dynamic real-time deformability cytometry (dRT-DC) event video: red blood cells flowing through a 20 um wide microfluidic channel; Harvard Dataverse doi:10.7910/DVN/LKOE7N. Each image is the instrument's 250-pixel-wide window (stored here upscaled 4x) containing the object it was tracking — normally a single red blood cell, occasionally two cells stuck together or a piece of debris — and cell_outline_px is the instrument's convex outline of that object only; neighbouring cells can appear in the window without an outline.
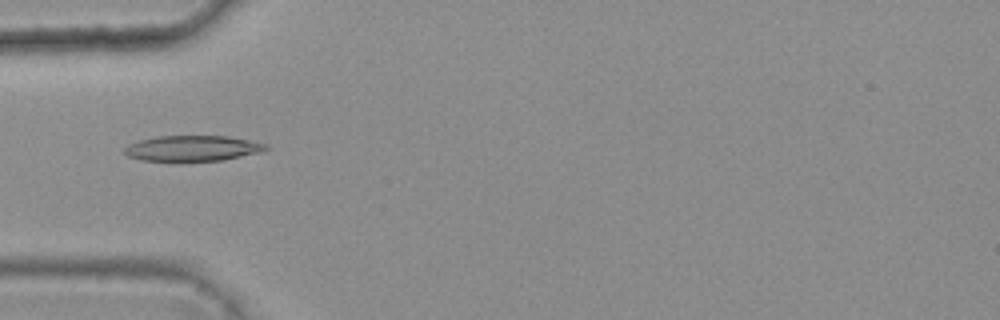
{"species": "common noctule bat (a hibernating species)", "species_latin": "Nyctalus noctula", "temperature_condition": "warm", "stored_images_in_passage": 45, "camera_frame_rate_fps": 3000, "um_per_image_px": 0.085, "animal": {"sex": "female", "body_mass_g": 25.1}, "frame": {"image": 1, "passage_image": 15, "time_ms": 4.667, "image_size_px": [1000, 320], "cell_outline_px": [[268, 148], [260, 152], [224, 160], [140, 160], [128, 156], [124, 152], [124, 148], [128, 144], [140, 140], [156, 136], [228, 136], [268, 144]], "centroid_in_image_um": [16.36, 12.59], "position_along_channel_um": 68.6, "area_um2": 20.81}}
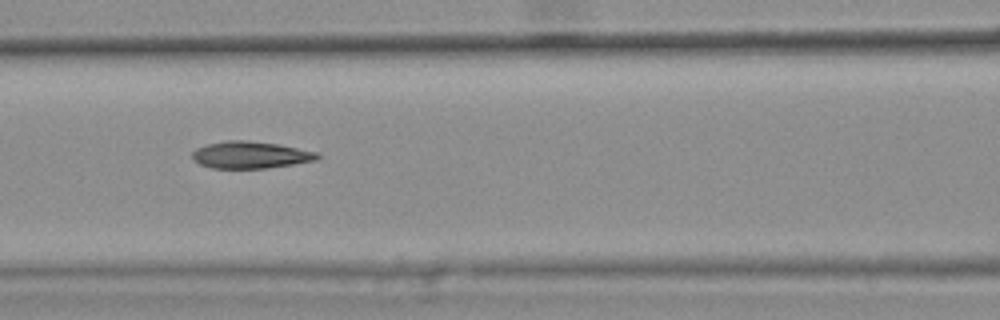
{"frame": {"image": 2, "passage_image": 21, "time_ms": 6.667, "image_size_px": [1000, 320], "cell_outline_px": [[320, 156], [316, 160], [268, 168], [212, 168], [200, 164], [192, 160], [192, 152], [196, 148], [208, 144], [224, 140], [248, 140], [276, 144], [320, 152]], "centroid_in_image_um": [21.27, 13.16], "position_along_channel_um": 145.3, "area_um2": 19.71}}
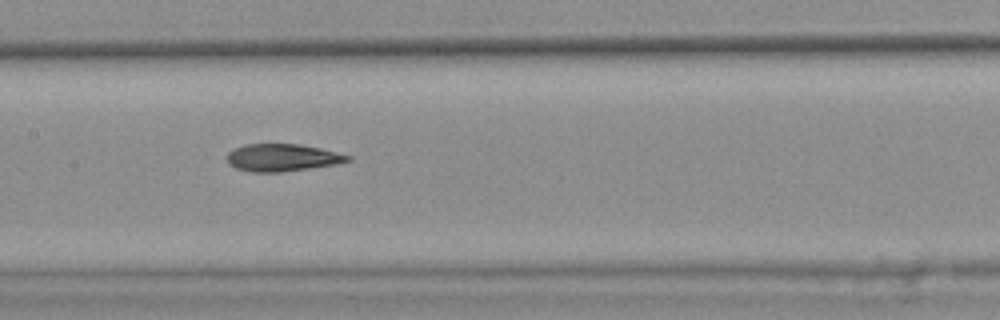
{"frame": {"image": 3, "passage_image": 24, "time_ms": 7.667, "image_size_px": [1000, 320], "cell_outline_px": [[352, 160], [336, 164], [280, 172], [252, 172], [236, 168], [228, 164], [228, 152], [244, 144], [300, 144], [320, 148], [352, 156]], "centroid_in_image_um": [24.0, 13.39], "position_along_channel_um": 183.4, "area_um2": 19.13}, "authors_computed_cell_mechanics": {"area_um2": 19.8832, "velocity_mm_per_s": 3.8137, "shape_relaxation_time_tau1_ms": null, "shape_relaxation_time_tau2_ms": 2.7546, "deformation_change_tau1": null, "deformation_change_tau2": 0.1039}}